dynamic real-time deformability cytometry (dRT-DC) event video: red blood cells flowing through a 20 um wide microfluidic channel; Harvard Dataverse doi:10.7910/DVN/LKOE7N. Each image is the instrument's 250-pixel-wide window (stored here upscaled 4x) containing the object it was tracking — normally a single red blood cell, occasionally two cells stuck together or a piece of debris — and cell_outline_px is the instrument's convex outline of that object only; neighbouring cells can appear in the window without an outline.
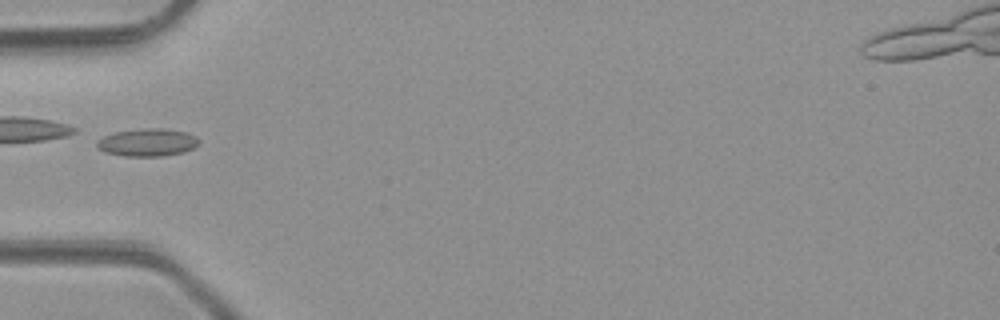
{"species": "common noctule bat (a hibernating species)", "species_latin": "Nyctalus noctula", "temperature_condition": "room temperature", "stored_images_in_passage": 6, "camera_frame_rate_fps": 3000, "um_per_image_px": 0.085, "animal": {"sex": "male", "body_mass_g": 23.1, "forearm_length_mm": 52.7}, "frame": {"image": 1, "passage_image": 5, "time_ms": 4.667, "image_size_px": [1000, 320], "cell_outline_px": [[200, 144], [184, 152], [164, 156], [124, 156], [104, 152], [96, 148], [96, 140], [112, 132], [144, 128], [164, 128], [184, 132], [196, 136], [200, 140]], "centroid_in_image_um": [12.51, 12.1], "position_along_channel_um": 72.5, "area_um2": 16.7}}
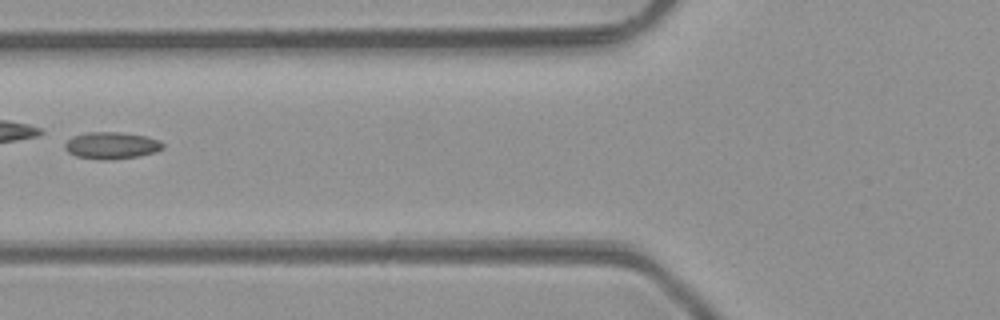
{"frame": {"image": 2, "passage_image": 6, "time_ms": 5.667, "image_size_px": [1000, 320], "cell_outline_px": [[164, 148], [156, 152], [140, 156], [112, 160], [104, 160], [76, 156], [68, 152], [64, 148], [64, 144], [72, 136], [88, 132], [120, 132], [144, 136], [160, 140], [164, 144]], "centroid_in_image_um": [9.49, 12.37], "position_along_channel_um": 116.3, "area_um2": 15.49}}